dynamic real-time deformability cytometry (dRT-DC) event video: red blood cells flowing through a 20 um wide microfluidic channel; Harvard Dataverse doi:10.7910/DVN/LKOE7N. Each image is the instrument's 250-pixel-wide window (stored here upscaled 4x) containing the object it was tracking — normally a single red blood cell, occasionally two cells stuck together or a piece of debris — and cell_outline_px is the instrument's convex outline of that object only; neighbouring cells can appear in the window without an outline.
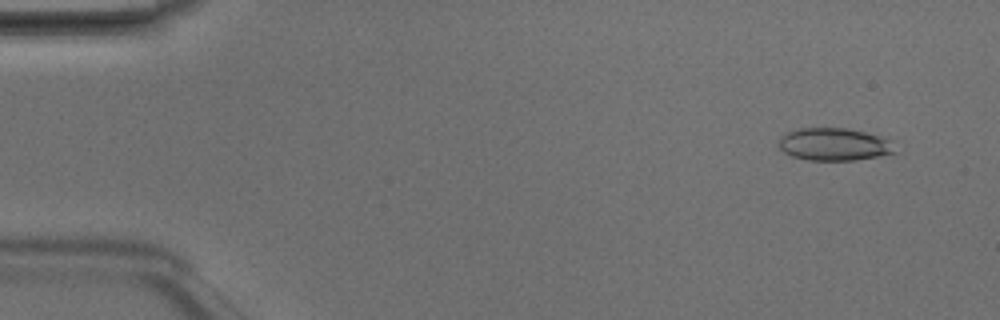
{"species": "Egyptian fruit bat (a non-hibernating species)", "species_latin": "Rousettus aegyptiacus", "temperature_condition": "room temperature", "stored_images_in_passage": 5, "camera_frame_rate_fps": 3000, "um_per_image_px": 0.085, "animal": {"sex": "male"}, "frame": {"image": 1, "passage_image": 1, "time_ms": 0.0, "image_size_px": [1000, 320], "cell_outline_px": [[896, 152], [856, 160], [808, 160], [792, 156], [784, 152], [780, 148], [780, 136], [784, 132], [800, 128], [848, 128], [864, 132], [876, 136], [884, 140]], "centroid_in_image_um": [70.77, 12.26], "position_along_channel_um": 14.2, "area_um2": 21.5}}